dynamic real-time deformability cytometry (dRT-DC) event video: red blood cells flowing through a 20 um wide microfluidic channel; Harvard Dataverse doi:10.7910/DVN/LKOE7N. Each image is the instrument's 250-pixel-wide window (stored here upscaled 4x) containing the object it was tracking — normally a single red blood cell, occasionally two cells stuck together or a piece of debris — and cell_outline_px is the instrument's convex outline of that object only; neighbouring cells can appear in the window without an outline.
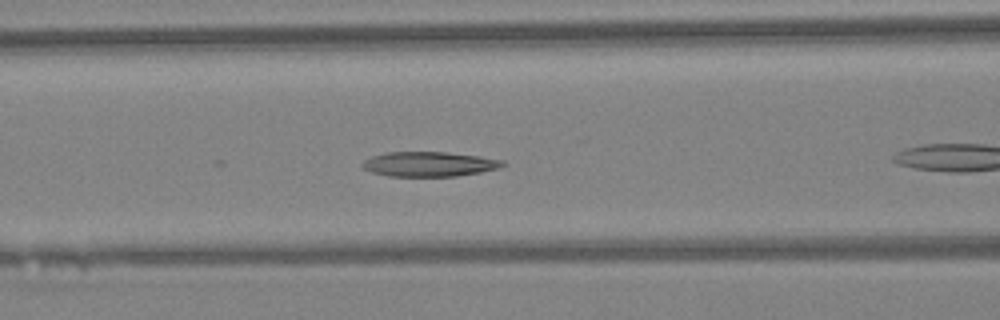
{"species": "Egyptian fruit bat (a non-hibernating species)", "species_latin": "Rousettus aegyptiacus", "temperature_condition": "warm", "stored_images_in_passage": 6, "camera_frame_rate_fps": 3000, "um_per_image_px": 0.085, "animal": {"sex": "female"}, "frame": {"image": 1, "passage_image": 4, "time_ms": 1.0, "image_size_px": [1000, 320], "cell_outline_px": [[504, 164], [500, 168], [480, 172], [456, 176], [388, 176], [372, 172], [364, 168], [360, 164], [364, 160], [372, 156], [384, 152], [448, 152], [480, 156], [504, 160]], "centroid_in_image_um": [36.47, 13.94], "position_along_channel_um": 130.1, "area_um2": 20.29}}